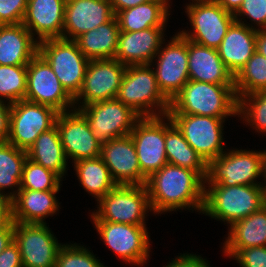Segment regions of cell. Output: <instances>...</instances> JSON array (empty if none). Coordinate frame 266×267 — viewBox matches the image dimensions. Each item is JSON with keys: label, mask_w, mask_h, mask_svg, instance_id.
Segmentation results:
<instances>
[{"label": "cell", "mask_w": 266, "mask_h": 267, "mask_svg": "<svg viewBox=\"0 0 266 267\" xmlns=\"http://www.w3.org/2000/svg\"><path fill=\"white\" fill-rule=\"evenodd\" d=\"M189 80L219 85H234V76L218 50L188 40Z\"/></svg>", "instance_id": "cb8c5ba5"}, {"label": "cell", "mask_w": 266, "mask_h": 267, "mask_svg": "<svg viewBox=\"0 0 266 267\" xmlns=\"http://www.w3.org/2000/svg\"><path fill=\"white\" fill-rule=\"evenodd\" d=\"M146 188L153 214L203 211L205 180L196 171L167 163L147 179Z\"/></svg>", "instance_id": "6da1fadb"}, {"label": "cell", "mask_w": 266, "mask_h": 267, "mask_svg": "<svg viewBox=\"0 0 266 267\" xmlns=\"http://www.w3.org/2000/svg\"><path fill=\"white\" fill-rule=\"evenodd\" d=\"M55 267H106L89 249L78 244H63L60 248Z\"/></svg>", "instance_id": "74e56055"}, {"label": "cell", "mask_w": 266, "mask_h": 267, "mask_svg": "<svg viewBox=\"0 0 266 267\" xmlns=\"http://www.w3.org/2000/svg\"><path fill=\"white\" fill-rule=\"evenodd\" d=\"M67 0H28L22 24L37 41L62 38Z\"/></svg>", "instance_id": "7402d4cb"}, {"label": "cell", "mask_w": 266, "mask_h": 267, "mask_svg": "<svg viewBox=\"0 0 266 267\" xmlns=\"http://www.w3.org/2000/svg\"><path fill=\"white\" fill-rule=\"evenodd\" d=\"M185 12L193 27L180 31L186 39L209 48L218 49L228 28L235 21L234 15L225 11L215 0H192Z\"/></svg>", "instance_id": "ba28073f"}, {"label": "cell", "mask_w": 266, "mask_h": 267, "mask_svg": "<svg viewBox=\"0 0 266 267\" xmlns=\"http://www.w3.org/2000/svg\"><path fill=\"white\" fill-rule=\"evenodd\" d=\"M233 258L241 267H266V246L241 249Z\"/></svg>", "instance_id": "60d3db41"}, {"label": "cell", "mask_w": 266, "mask_h": 267, "mask_svg": "<svg viewBox=\"0 0 266 267\" xmlns=\"http://www.w3.org/2000/svg\"><path fill=\"white\" fill-rule=\"evenodd\" d=\"M126 68L115 58L89 60L82 87L74 97L75 108L79 103L82 105H78V108H81L95 102L116 99Z\"/></svg>", "instance_id": "2e32d148"}, {"label": "cell", "mask_w": 266, "mask_h": 267, "mask_svg": "<svg viewBox=\"0 0 266 267\" xmlns=\"http://www.w3.org/2000/svg\"><path fill=\"white\" fill-rule=\"evenodd\" d=\"M28 0H0V25L22 23Z\"/></svg>", "instance_id": "ab89813d"}, {"label": "cell", "mask_w": 266, "mask_h": 267, "mask_svg": "<svg viewBox=\"0 0 266 267\" xmlns=\"http://www.w3.org/2000/svg\"><path fill=\"white\" fill-rule=\"evenodd\" d=\"M38 53L51 66L61 85L74 98L80 91L89 60L75 40L51 38L38 42Z\"/></svg>", "instance_id": "52a82bcc"}, {"label": "cell", "mask_w": 266, "mask_h": 267, "mask_svg": "<svg viewBox=\"0 0 266 267\" xmlns=\"http://www.w3.org/2000/svg\"><path fill=\"white\" fill-rule=\"evenodd\" d=\"M164 267V266H163ZM165 267H211L206 259L196 254H181L173 259Z\"/></svg>", "instance_id": "7bdbcfd3"}, {"label": "cell", "mask_w": 266, "mask_h": 267, "mask_svg": "<svg viewBox=\"0 0 266 267\" xmlns=\"http://www.w3.org/2000/svg\"><path fill=\"white\" fill-rule=\"evenodd\" d=\"M168 114L211 116L226 119L238 115L234 85L189 80L171 100Z\"/></svg>", "instance_id": "7a4b0ae2"}, {"label": "cell", "mask_w": 266, "mask_h": 267, "mask_svg": "<svg viewBox=\"0 0 266 267\" xmlns=\"http://www.w3.org/2000/svg\"><path fill=\"white\" fill-rule=\"evenodd\" d=\"M12 220L11 200L0 194V229Z\"/></svg>", "instance_id": "f6af8a7d"}, {"label": "cell", "mask_w": 266, "mask_h": 267, "mask_svg": "<svg viewBox=\"0 0 266 267\" xmlns=\"http://www.w3.org/2000/svg\"><path fill=\"white\" fill-rule=\"evenodd\" d=\"M182 132L188 144L208 163L224 150L222 118L211 116L167 114ZM224 150V151H223Z\"/></svg>", "instance_id": "4fadbf2b"}, {"label": "cell", "mask_w": 266, "mask_h": 267, "mask_svg": "<svg viewBox=\"0 0 266 267\" xmlns=\"http://www.w3.org/2000/svg\"><path fill=\"white\" fill-rule=\"evenodd\" d=\"M169 0H151L135 7L119 11L120 31L134 32L151 27H165L170 16Z\"/></svg>", "instance_id": "83f0119b"}, {"label": "cell", "mask_w": 266, "mask_h": 267, "mask_svg": "<svg viewBox=\"0 0 266 267\" xmlns=\"http://www.w3.org/2000/svg\"><path fill=\"white\" fill-rule=\"evenodd\" d=\"M26 82L27 65H0V100L13 104L25 99Z\"/></svg>", "instance_id": "e575fe53"}, {"label": "cell", "mask_w": 266, "mask_h": 267, "mask_svg": "<svg viewBox=\"0 0 266 267\" xmlns=\"http://www.w3.org/2000/svg\"><path fill=\"white\" fill-rule=\"evenodd\" d=\"M74 170L85 191L97 201L117 186L101 157L74 162Z\"/></svg>", "instance_id": "1f68e13d"}, {"label": "cell", "mask_w": 266, "mask_h": 267, "mask_svg": "<svg viewBox=\"0 0 266 267\" xmlns=\"http://www.w3.org/2000/svg\"><path fill=\"white\" fill-rule=\"evenodd\" d=\"M207 163V186L261 185L262 153L253 150H228Z\"/></svg>", "instance_id": "8992f818"}, {"label": "cell", "mask_w": 266, "mask_h": 267, "mask_svg": "<svg viewBox=\"0 0 266 267\" xmlns=\"http://www.w3.org/2000/svg\"><path fill=\"white\" fill-rule=\"evenodd\" d=\"M255 49L266 58V29H257Z\"/></svg>", "instance_id": "681fc988"}, {"label": "cell", "mask_w": 266, "mask_h": 267, "mask_svg": "<svg viewBox=\"0 0 266 267\" xmlns=\"http://www.w3.org/2000/svg\"><path fill=\"white\" fill-rule=\"evenodd\" d=\"M157 56L155 74L157 84L162 94L171 100L181 91L189 81L188 72V39L179 32L161 48Z\"/></svg>", "instance_id": "9a60e30c"}, {"label": "cell", "mask_w": 266, "mask_h": 267, "mask_svg": "<svg viewBox=\"0 0 266 267\" xmlns=\"http://www.w3.org/2000/svg\"><path fill=\"white\" fill-rule=\"evenodd\" d=\"M57 115L53 108L25 99L10 104L7 142L27 151L41 133L55 125Z\"/></svg>", "instance_id": "9c48e42d"}, {"label": "cell", "mask_w": 266, "mask_h": 267, "mask_svg": "<svg viewBox=\"0 0 266 267\" xmlns=\"http://www.w3.org/2000/svg\"><path fill=\"white\" fill-rule=\"evenodd\" d=\"M100 238L126 263L143 266L150 253V237L146 225H129L93 221Z\"/></svg>", "instance_id": "8fae6325"}, {"label": "cell", "mask_w": 266, "mask_h": 267, "mask_svg": "<svg viewBox=\"0 0 266 267\" xmlns=\"http://www.w3.org/2000/svg\"><path fill=\"white\" fill-rule=\"evenodd\" d=\"M97 203L93 221L146 225L145 216L152 211L146 185H117Z\"/></svg>", "instance_id": "5b68a950"}, {"label": "cell", "mask_w": 266, "mask_h": 267, "mask_svg": "<svg viewBox=\"0 0 266 267\" xmlns=\"http://www.w3.org/2000/svg\"><path fill=\"white\" fill-rule=\"evenodd\" d=\"M75 109L86 118L92 133L101 143L129 135L141 118L118 99L99 101Z\"/></svg>", "instance_id": "30bf717a"}, {"label": "cell", "mask_w": 266, "mask_h": 267, "mask_svg": "<svg viewBox=\"0 0 266 267\" xmlns=\"http://www.w3.org/2000/svg\"><path fill=\"white\" fill-rule=\"evenodd\" d=\"M26 159L27 152L25 150L19 149L7 141L0 142V194L9 200H12L20 190ZM13 187H17V190L14 191ZM7 188H12L13 191L5 193L4 190Z\"/></svg>", "instance_id": "d6a6232c"}, {"label": "cell", "mask_w": 266, "mask_h": 267, "mask_svg": "<svg viewBox=\"0 0 266 267\" xmlns=\"http://www.w3.org/2000/svg\"><path fill=\"white\" fill-rule=\"evenodd\" d=\"M14 241L18 244L23 267H55L63 246L47 223L14 222Z\"/></svg>", "instance_id": "5bb4252c"}, {"label": "cell", "mask_w": 266, "mask_h": 267, "mask_svg": "<svg viewBox=\"0 0 266 267\" xmlns=\"http://www.w3.org/2000/svg\"><path fill=\"white\" fill-rule=\"evenodd\" d=\"M256 35L257 29L252 24H245L240 18L235 19L228 28L217 50L234 77L256 51Z\"/></svg>", "instance_id": "603a6c76"}, {"label": "cell", "mask_w": 266, "mask_h": 267, "mask_svg": "<svg viewBox=\"0 0 266 267\" xmlns=\"http://www.w3.org/2000/svg\"><path fill=\"white\" fill-rule=\"evenodd\" d=\"M164 30V27H151L134 32L120 31L115 59L126 66L152 65L161 45H165Z\"/></svg>", "instance_id": "44dd1931"}, {"label": "cell", "mask_w": 266, "mask_h": 267, "mask_svg": "<svg viewBox=\"0 0 266 267\" xmlns=\"http://www.w3.org/2000/svg\"><path fill=\"white\" fill-rule=\"evenodd\" d=\"M67 159L72 163L100 157L102 143L92 133L86 118L77 110L58 113L55 121Z\"/></svg>", "instance_id": "ac0fdd59"}, {"label": "cell", "mask_w": 266, "mask_h": 267, "mask_svg": "<svg viewBox=\"0 0 266 267\" xmlns=\"http://www.w3.org/2000/svg\"><path fill=\"white\" fill-rule=\"evenodd\" d=\"M0 267H23L20 250L14 240L0 253Z\"/></svg>", "instance_id": "b9f144b4"}, {"label": "cell", "mask_w": 266, "mask_h": 267, "mask_svg": "<svg viewBox=\"0 0 266 267\" xmlns=\"http://www.w3.org/2000/svg\"><path fill=\"white\" fill-rule=\"evenodd\" d=\"M119 32V24L114 16L109 22L81 34L75 41L88 60L114 59Z\"/></svg>", "instance_id": "f1b7e54d"}, {"label": "cell", "mask_w": 266, "mask_h": 267, "mask_svg": "<svg viewBox=\"0 0 266 267\" xmlns=\"http://www.w3.org/2000/svg\"><path fill=\"white\" fill-rule=\"evenodd\" d=\"M27 157L46 169L56 173L60 178L67 169V157L60 141L56 125L41 133L26 151Z\"/></svg>", "instance_id": "4dcf8cb0"}, {"label": "cell", "mask_w": 266, "mask_h": 267, "mask_svg": "<svg viewBox=\"0 0 266 267\" xmlns=\"http://www.w3.org/2000/svg\"><path fill=\"white\" fill-rule=\"evenodd\" d=\"M61 179L53 171L44 168L40 164L30 160L28 157L25 161L20 189L26 190H60Z\"/></svg>", "instance_id": "8d00e7d4"}, {"label": "cell", "mask_w": 266, "mask_h": 267, "mask_svg": "<svg viewBox=\"0 0 266 267\" xmlns=\"http://www.w3.org/2000/svg\"><path fill=\"white\" fill-rule=\"evenodd\" d=\"M38 53V41L22 24L0 25V65H28Z\"/></svg>", "instance_id": "484cf974"}, {"label": "cell", "mask_w": 266, "mask_h": 267, "mask_svg": "<svg viewBox=\"0 0 266 267\" xmlns=\"http://www.w3.org/2000/svg\"><path fill=\"white\" fill-rule=\"evenodd\" d=\"M114 16L110 0H67L62 38L75 40Z\"/></svg>", "instance_id": "ffe728a7"}, {"label": "cell", "mask_w": 266, "mask_h": 267, "mask_svg": "<svg viewBox=\"0 0 266 267\" xmlns=\"http://www.w3.org/2000/svg\"><path fill=\"white\" fill-rule=\"evenodd\" d=\"M0 100V142H6L9 134L10 104Z\"/></svg>", "instance_id": "ee69618b"}, {"label": "cell", "mask_w": 266, "mask_h": 267, "mask_svg": "<svg viewBox=\"0 0 266 267\" xmlns=\"http://www.w3.org/2000/svg\"><path fill=\"white\" fill-rule=\"evenodd\" d=\"M25 100L49 106L58 113L75 109L74 98L61 85L51 66L39 53L27 65Z\"/></svg>", "instance_id": "7c38bea8"}, {"label": "cell", "mask_w": 266, "mask_h": 267, "mask_svg": "<svg viewBox=\"0 0 266 267\" xmlns=\"http://www.w3.org/2000/svg\"><path fill=\"white\" fill-rule=\"evenodd\" d=\"M165 118L166 115L140 118L129 134L136 148L141 172L147 179L168 163Z\"/></svg>", "instance_id": "e0dca14e"}, {"label": "cell", "mask_w": 266, "mask_h": 267, "mask_svg": "<svg viewBox=\"0 0 266 267\" xmlns=\"http://www.w3.org/2000/svg\"><path fill=\"white\" fill-rule=\"evenodd\" d=\"M262 153V176L264 177V182L262 183V187L266 190V150H264Z\"/></svg>", "instance_id": "f907efd6"}, {"label": "cell", "mask_w": 266, "mask_h": 267, "mask_svg": "<svg viewBox=\"0 0 266 267\" xmlns=\"http://www.w3.org/2000/svg\"><path fill=\"white\" fill-rule=\"evenodd\" d=\"M151 66L127 65L116 97L141 118L167 115L170 108V101L160 91Z\"/></svg>", "instance_id": "277c9868"}, {"label": "cell", "mask_w": 266, "mask_h": 267, "mask_svg": "<svg viewBox=\"0 0 266 267\" xmlns=\"http://www.w3.org/2000/svg\"><path fill=\"white\" fill-rule=\"evenodd\" d=\"M151 0H110L112 10L116 15L119 11L126 10Z\"/></svg>", "instance_id": "7dc6e473"}, {"label": "cell", "mask_w": 266, "mask_h": 267, "mask_svg": "<svg viewBox=\"0 0 266 267\" xmlns=\"http://www.w3.org/2000/svg\"><path fill=\"white\" fill-rule=\"evenodd\" d=\"M226 238L223 252L232 259L241 249L266 246V205L232 223Z\"/></svg>", "instance_id": "4316f807"}, {"label": "cell", "mask_w": 266, "mask_h": 267, "mask_svg": "<svg viewBox=\"0 0 266 267\" xmlns=\"http://www.w3.org/2000/svg\"><path fill=\"white\" fill-rule=\"evenodd\" d=\"M246 16L256 29H266V0H243L239 10L234 14L235 19Z\"/></svg>", "instance_id": "f35d334b"}, {"label": "cell", "mask_w": 266, "mask_h": 267, "mask_svg": "<svg viewBox=\"0 0 266 267\" xmlns=\"http://www.w3.org/2000/svg\"><path fill=\"white\" fill-rule=\"evenodd\" d=\"M225 11L235 14L241 7L243 0H215Z\"/></svg>", "instance_id": "c3c4849f"}, {"label": "cell", "mask_w": 266, "mask_h": 267, "mask_svg": "<svg viewBox=\"0 0 266 267\" xmlns=\"http://www.w3.org/2000/svg\"><path fill=\"white\" fill-rule=\"evenodd\" d=\"M100 157L117 185H146L130 135L102 143Z\"/></svg>", "instance_id": "d6986e66"}, {"label": "cell", "mask_w": 266, "mask_h": 267, "mask_svg": "<svg viewBox=\"0 0 266 267\" xmlns=\"http://www.w3.org/2000/svg\"><path fill=\"white\" fill-rule=\"evenodd\" d=\"M238 117L259 133H266V90L256 91L238 99ZM243 116V117H242Z\"/></svg>", "instance_id": "d590c367"}, {"label": "cell", "mask_w": 266, "mask_h": 267, "mask_svg": "<svg viewBox=\"0 0 266 267\" xmlns=\"http://www.w3.org/2000/svg\"><path fill=\"white\" fill-rule=\"evenodd\" d=\"M14 240V221L11 220L4 228L0 229V253Z\"/></svg>", "instance_id": "bcb514c9"}, {"label": "cell", "mask_w": 266, "mask_h": 267, "mask_svg": "<svg viewBox=\"0 0 266 267\" xmlns=\"http://www.w3.org/2000/svg\"><path fill=\"white\" fill-rule=\"evenodd\" d=\"M57 192L59 190L20 189L11 200L12 220L20 223H46L44 221L47 217L59 211L60 203L55 195Z\"/></svg>", "instance_id": "d4e9b609"}, {"label": "cell", "mask_w": 266, "mask_h": 267, "mask_svg": "<svg viewBox=\"0 0 266 267\" xmlns=\"http://www.w3.org/2000/svg\"><path fill=\"white\" fill-rule=\"evenodd\" d=\"M237 98L266 90V58L257 51L234 77Z\"/></svg>", "instance_id": "836d02e7"}, {"label": "cell", "mask_w": 266, "mask_h": 267, "mask_svg": "<svg viewBox=\"0 0 266 267\" xmlns=\"http://www.w3.org/2000/svg\"><path fill=\"white\" fill-rule=\"evenodd\" d=\"M208 187V188H207ZM266 205L262 185L206 186L202 213L229 226Z\"/></svg>", "instance_id": "3957f363"}, {"label": "cell", "mask_w": 266, "mask_h": 267, "mask_svg": "<svg viewBox=\"0 0 266 267\" xmlns=\"http://www.w3.org/2000/svg\"><path fill=\"white\" fill-rule=\"evenodd\" d=\"M165 123V150L169 164L188 168L196 171L204 180L207 174V163L188 144L182 132L166 115Z\"/></svg>", "instance_id": "f546056e"}]
</instances>
